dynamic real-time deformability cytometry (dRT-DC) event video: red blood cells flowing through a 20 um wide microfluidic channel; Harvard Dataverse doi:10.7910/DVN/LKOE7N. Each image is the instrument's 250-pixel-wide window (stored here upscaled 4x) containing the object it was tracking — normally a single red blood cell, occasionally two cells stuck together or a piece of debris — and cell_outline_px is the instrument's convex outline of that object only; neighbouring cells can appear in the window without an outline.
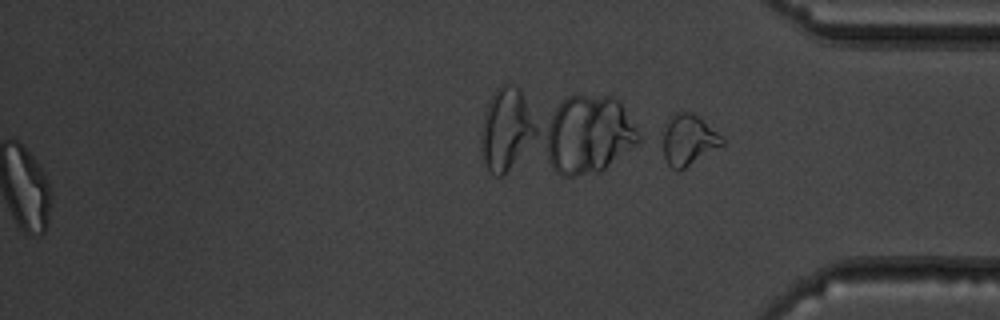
{"species": "common noctule bat (a hibernating species)", "species_latin": "Nyctalus noctula", "temperature_condition": "warm", "stored_images_in_passage": 37, "segment_of_instrument_passage": [2, 2], "camera_frame_rate_fps": 3000, "um_per_image_px": 0.085, "animal": {"sex": "male", "body_mass_g": 19.5, "forearm_length_mm": 54.6}, "frame": {"image": 1, "passage_image": 37, "time_ms": 12.0, "image_size_px": [1000, 320], "cell_outline_px": [[724, 144], [680, 172], [672, 168], [668, 164], [664, 156], [664, 132], [672, 116], [676, 112], [692, 112], [724, 136]], "centroid_in_image_um": [58.57, 11.93], "position_along_channel_um": 376.6, "area_um2": 17.4}}